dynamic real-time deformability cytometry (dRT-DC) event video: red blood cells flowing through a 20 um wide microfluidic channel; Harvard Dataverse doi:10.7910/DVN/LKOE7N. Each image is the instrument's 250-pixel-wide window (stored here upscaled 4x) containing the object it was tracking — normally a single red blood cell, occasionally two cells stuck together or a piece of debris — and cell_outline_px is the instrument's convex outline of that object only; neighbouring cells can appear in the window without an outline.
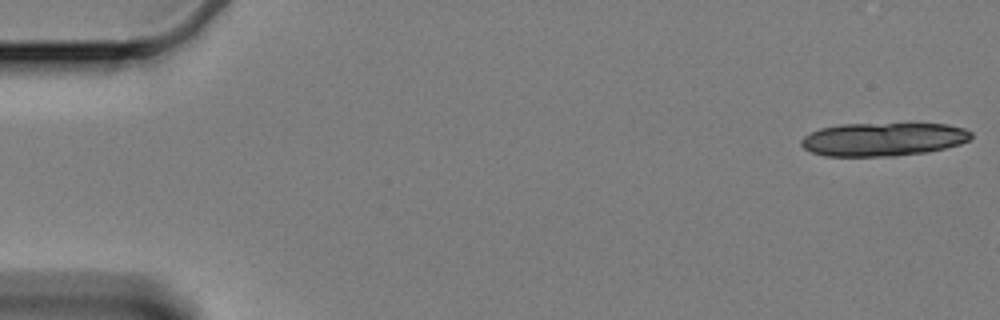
{"species": "Egyptian fruit bat (a non-hibernating species)", "species_latin": "Rousettus aegyptiacus", "temperature_condition": "cold", "stored_images_in_passage": 8, "camera_frame_rate_fps": 3000, "um_per_image_px": 0.085, "animal": {"sex": "female"}, "frame": {"image": 1, "passage_image": 1, "time_ms": 0.0, "image_size_px": [1000, 320], "cell_outline_px": [[972, 136], [968, 140], [960, 144], [928, 152], [892, 156], [824, 156], [812, 152], [804, 148], [800, 144], [800, 140], [804, 136], [820, 128], [840, 124], [948, 124], [964, 128], [972, 132]], "centroid_in_image_um": [75.06, 11.84], "position_along_channel_um": 9.9, "area_um2": 33.06}}